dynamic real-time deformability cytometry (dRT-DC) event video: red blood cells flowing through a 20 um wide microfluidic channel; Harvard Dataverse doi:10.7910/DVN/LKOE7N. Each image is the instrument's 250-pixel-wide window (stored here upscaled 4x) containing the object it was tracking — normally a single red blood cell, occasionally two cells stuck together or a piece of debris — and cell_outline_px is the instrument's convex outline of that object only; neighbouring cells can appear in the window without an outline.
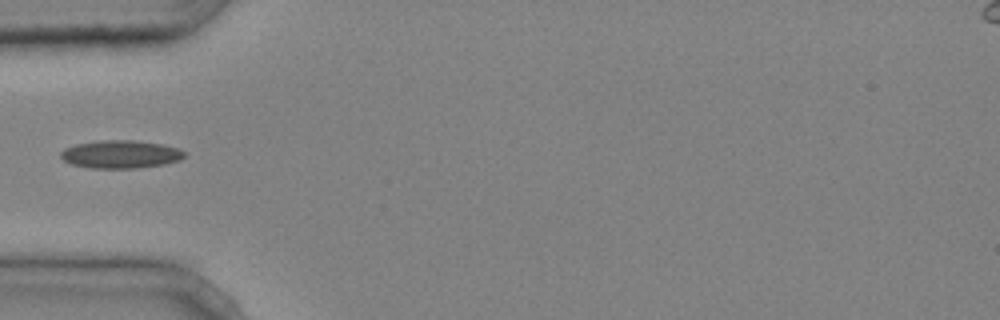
{"species": "common noctule bat (a hibernating species)", "species_latin": "Nyctalus noctula", "temperature_condition": "cold", "stored_images_in_passage": 4, "camera_frame_rate_fps": 3000, "um_per_image_px": 0.085, "animal": {"sex": "male", "body_mass_g": 20.4}, "frame": {"image": 1, "passage_image": 4, "time_ms": 1.0, "image_size_px": [1000, 320], "cell_outline_px": [[184, 156], [180, 160], [164, 164], [136, 168], [92, 168], [72, 164], [64, 160], [60, 156], [60, 152], [64, 148], [76, 144], [100, 140], [132, 140], [160, 144], [180, 148], [184, 152]], "centroid_in_image_um": [10.24, 13.11], "position_along_channel_um": 74.8, "area_um2": 20.06}}